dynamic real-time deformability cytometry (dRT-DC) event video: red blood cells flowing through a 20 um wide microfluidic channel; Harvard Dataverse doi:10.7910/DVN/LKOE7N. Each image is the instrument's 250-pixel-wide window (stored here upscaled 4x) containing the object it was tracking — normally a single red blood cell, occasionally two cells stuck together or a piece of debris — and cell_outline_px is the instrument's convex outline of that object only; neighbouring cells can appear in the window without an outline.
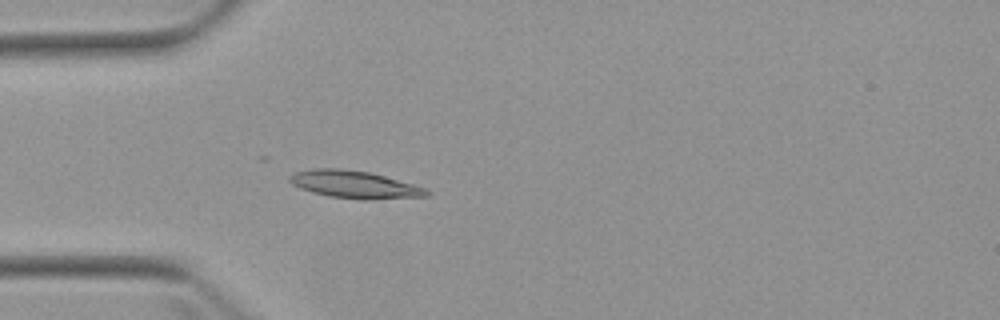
{"species": "Egyptian fruit bat (a non-hibernating species)", "species_latin": "Rousettus aegyptiacus", "temperature_condition": "warm", "stored_images_in_passage": 4, "camera_frame_rate_fps": 3000, "um_per_image_px": 0.085, "animal": {"sex": "female"}, "frame": {"image": 1, "passage_image": 4, "time_ms": 3.333, "image_size_px": [1000, 320], "cell_outline_px": [[432, 192], [428, 196], [372, 200], [360, 200], [328, 196], [312, 192], [300, 188], [292, 184], [288, 180], [288, 176], [296, 172], [312, 168], [340, 168], [368, 172], [384, 176], [412, 184], [424, 188]], "centroid_in_image_um": [30.11, 15.69], "position_along_channel_um": 54.9, "area_um2": 22.02}}